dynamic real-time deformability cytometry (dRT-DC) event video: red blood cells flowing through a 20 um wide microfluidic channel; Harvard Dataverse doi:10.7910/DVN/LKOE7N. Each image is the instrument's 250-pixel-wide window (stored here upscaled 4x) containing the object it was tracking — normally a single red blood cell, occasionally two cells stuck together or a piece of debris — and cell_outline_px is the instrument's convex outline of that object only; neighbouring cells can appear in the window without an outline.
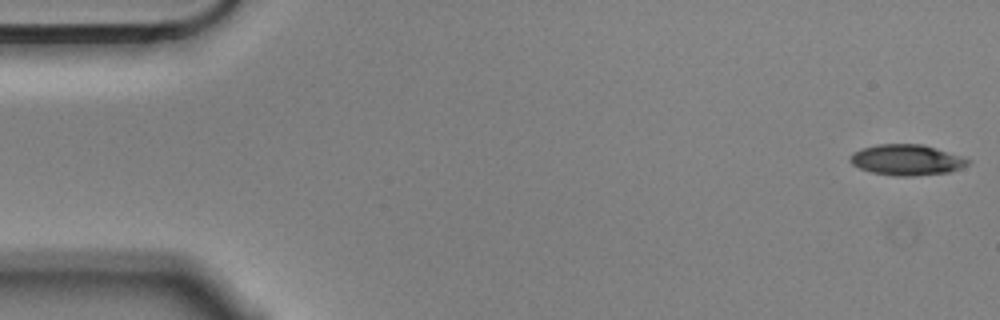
{"species": "Egyptian fruit bat (a non-hibernating species)", "species_latin": "Rousettus aegyptiacus", "temperature_condition": "cold", "stored_images_in_passage": 10, "camera_frame_rate_fps": 3000, "um_per_image_px": 0.085, "animal": {"sex": "male"}, "frame": {"image": 1, "passage_image": 1, "time_ms": 0.0, "image_size_px": [1000, 320], "cell_outline_px": [[972, 160], [968, 164], [960, 168], [948, 172], [916, 176], [896, 176], [872, 172], [860, 168], [852, 164], [848, 160], [852, 152], [860, 148], [876, 144], [924, 144], [964, 156]], "centroid_in_image_um": [77.07, 13.58], "position_along_channel_um": 7.9, "area_um2": 21.39}}
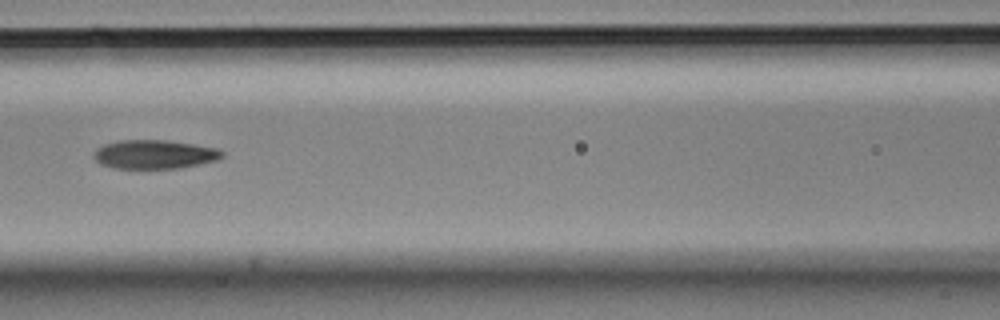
{"frame": {"image": 2, "passage_image": 7, "time_ms": 2.0, "image_size_px": [1000, 320], "cell_outline_px": [[224, 156], [216, 160], [180, 168], [112, 168], [100, 164], [92, 156], [96, 148], [104, 144], [120, 140], [164, 140], [220, 148], [224, 152]], "centroid_in_image_um": [13.11, 13.12], "position_along_channel_um": 153.5, "area_um2": 21.62}}
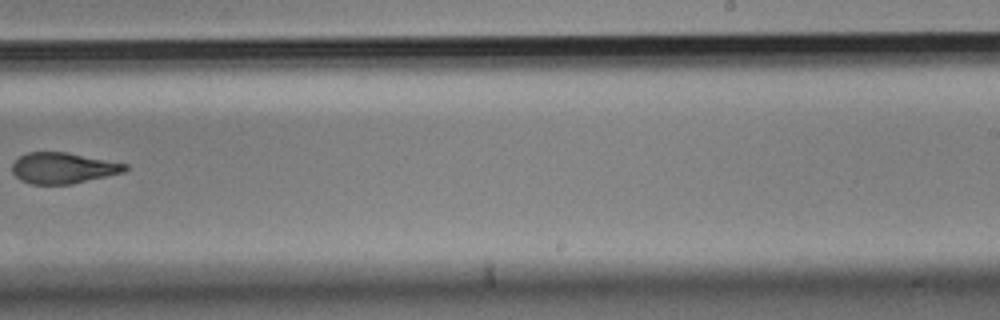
{"frame": {"image": 3, "passage_image": 10, "time_ms": 3.0, "image_size_px": [1000, 320], "cell_outline_px": [[128, 168], [124, 172], [72, 184], [32, 184], [20, 180], [12, 172], [12, 164], [20, 156], [28, 152], [68, 152], [128, 164]], "centroid_in_image_um": [5.36, 14.28], "position_along_channel_um": 283.6, "area_um2": 20.35}}